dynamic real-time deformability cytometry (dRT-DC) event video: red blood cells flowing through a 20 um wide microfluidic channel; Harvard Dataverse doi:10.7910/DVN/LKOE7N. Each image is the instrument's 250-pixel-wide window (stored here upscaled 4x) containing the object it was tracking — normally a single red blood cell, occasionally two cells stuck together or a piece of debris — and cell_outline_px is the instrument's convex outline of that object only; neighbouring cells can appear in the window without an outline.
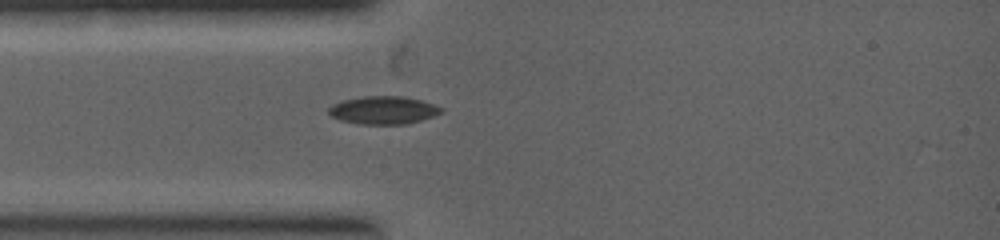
{"species": "common noctule bat (a hibernating species)", "species_latin": "Nyctalus noctula", "temperature_condition": "warm", "stored_images_in_passage": 1, "camera_frame_rate_fps": 5000, "um_per_image_px": 0.085, "animal": {"sex": "female", "body_mass_g": 19.0, "forearm_length_mm": 53.3}, "frame": {"image": 1, "passage_image": 1, "time_ms": 0.0, "image_size_px": [1000, 240], "cell_outline_px": [[444, 112], [408, 124], [356, 124], [340, 120], [332, 116], [328, 112], [328, 108], [332, 104], [344, 100], [364, 96], [404, 96], [420, 100], [444, 108]], "centroid_in_image_um": [32.58, 9.37], "position_along_channel_um": 52.4, "area_um2": 18.32}}